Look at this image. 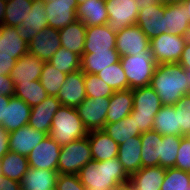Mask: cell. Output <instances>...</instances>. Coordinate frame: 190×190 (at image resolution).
<instances>
[{
    "label": "cell",
    "mask_w": 190,
    "mask_h": 190,
    "mask_svg": "<svg viewBox=\"0 0 190 190\" xmlns=\"http://www.w3.org/2000/svg\"><path fill=\"white\" fill-rule=\"evenodd\" d=\"M150 86L164 106H175L190 89L185 69L179 63L157 64Z\"/></svg>",
    "instance_id": "cell-1"
},
{
    "label": "cell",
    "mask_w": 190,
    "mask_h": 190,
    "mask_svg": "<svg viewBox=\"0 0 190 190\" xmlns=\"http://www.w3.org/2000/svg\"><path fill=\"white\" fill-rule=\"evenodd\" d=\"M86 190H113L117 185L129 182L118 157L106 161H90L78 173Z\"/></svg>",
    "instance_id": "cell-2"
},
{
    "label": "cell",
    "mask_w": 190,
    "mask_h": 190,
    "mask_svg": "<svg viewBox=\"0 0 190 190\" xmlns=\"http://www.w3.org/2000/svg\"><path fill=\"white\" fill-rule=\"evenodd\" d=\"M87 134L75 107L62 105L56 111L49 136L60 146L82 139Z\"/></svg>",
    "instance_id": "cell-3"
},
{
    "label": "cell",
    "mask_w": 190,
    "mask_h": 190,
    "mask_svg": "<svg viewBox=\"0 0 190 190\" xmlns=\"http://www.w3.org/2000/svg\"><path fill=\"white\" fill-rule=\"evenodd\" d=\"M132 92L134 104L130 116L135 118L141 133L153 130L154 117L163 106L159 96L150 85L133 89Z\"/></svg>",
    "instance_id": "cell-4"
},
{
    "label": "cell",
    "mask_w": 190,
    "mask_h": 190,
    "mask_svg": "<svg viewBox=\"0 0 190 190\" xmlns=\"http://www.w3.org/2000/svg\"><path fill=\"white\" fill-rule=\"evenodd\" d=\"M120 63L125 71L129 89L149 86L153 77L156 62L151 49L135 55L120 57Z\"/></svg>",
    "instance_id": "cell-5"
},
{
    "label": "cell",
    "mask_w": 190,
    "mask_h": 190,
    "mask_svg": "<svg viewBox=\"0 0 190 190\" xmlns=\"http://www.w3.org/2000/svg\"><path fill=\"white\" fill-rule=\"evenodd\" d=\"M92 161L88 136L61 146L57 172L78 175L79 171Z\"/></svg>",
    "instance_id": "cell-6"
},
{
    "label": "cell",
    "mask_w": 190,
    "mask_h": 190,
    "mask_svg": "<svg viewBox=\"0 0 190 190\" xmlns=\"http://www.w3.org/2000/svg\"><path fill=\"white\" fill-rule=\"evenodd\" d=\"M185 44L184 36L170 33L150 39V49L156 64L178 63Z\"/></svg>",
    "instance_id": "cell-7"
},
{
    "label": "cell",
    "mask_w": 190,
    "mask_h": 190,
    "mask_svg": "<svg viewBox=\"0 0 190 190\" xmlns=\"http://www.w3.org/2000/svg\"><path fill=\"white\" fill-rule=\"evenodd\" d=\"M108 12L106 25L115 33L136 25L139 10L135 0H105Z\"/></svg>",
    "instance_id": "cell-8"
},
{
    "label": "cell",
    "mask_w": 190,
    "mask_h": 190,
    "mask_svg": "<svg viewBox=\"0 0 190 190\" xmlns=\"http://www.w3.org/2000/svg\"><path fill=\"white\" fill-rule=\"evenodd\" d=\"M108 109L109 98L103 97H86L85 100L76 107L83 126L88 132L104 129Z\"/></svg>",
    "instance_id": "cell-9"
},
{
    "label": "cell",
    "mask_w": 190,
    "mask_h": 190,
    "mask_svg": "<svg viewBox=\"0 0 190 190\" xmlns=\"http://www.w3.org/2000/svg\"><path fill=\"white\" fill-rule=\"evenodd\" d=\"M61 146L49 135L27 156L29 167L57 171Z\"/></svg>",
    "instance_id": "cell-10"
},
{
    "label": "cell",
    "mask_w": 190,
    "mask_h": 190,
    "mask_svg": "<svg viewBox=\"0 0 190 190\" xmlns=\"http://www.w3.org/2000/svg\"><path fill=\"white\" fill-rule=\"evenodd\" d=\"M119 56L135 55L150 49V39L138 25L128 26L116 33V47Z\"/></svg>",
    "instance_id": "cell-11"
},
{
    "label": "cell",
    "mask_w": 190,
    "mask_h": 190,
    "mask_svg": "<svg viewBox=\"0 0 190 190\" xmlns=\"http://www.w3.org/2000/svg\"><path fill=\"white\" fill-rule=\"evenodd\" d=\"M48 27L59 30L77 20L76 0H44Z\"/></svg>",
    "instance_id": "cell-12"
},
{
    "label": "cell",
    "mask_w": 190,
    "mask_h": 190,
    "mask_svg": "<svg viewBox=\"0 0 190 190\" xmlns=\"http://www.w3.org/2000/svg\"><path fill=\"white\" fill-rule=\"evenodd\" d=\"M164 15L165 5L161 3L140 9L136 25L149 39L155 38L160 34L168 33V30H165Z\"/></svg>",
    "instance_id": "cell-13"
},
{
    "label": "cell",
    "mask_w": 190,
    "mask_h": 190,
    "mask_svg": "<svg viewBox=\"0 0 190 190\" xmlns=\"http://www.w3.org/2000/svg\"><path fill=\"white\" fill-rule=\"evenodd\" d=\"M56 98L62 105L75 108L85 100L84 73L81 69L67 74Z\"/></svg>",
    "instance_id": "cell-14"
},
{
    "label": "cell",
    "mask_w": 190,
    "mask_h": 190,
    "mask_svg": "<svg viewBox=\"0 0 190 190\" xmlns=\"http://www.w3.org/2000/svg\"><path fill=\"white\" fill-rule=\"evenodd\" d=\"M47 136V133L26 125L8 133L9 149L12 152H16L27 157Z\"/></svg>",
    "instance_id": "cell-15"
},
{
    "label": "cell",
    "mask_w": 190,
    "mask_h": 190,
    "mask_svg": "<svg viewBox=\"0 0 190 190\" xmlns=\"http://www.w3.org/2000/svg\"><path fill=\"white\" fill-rule=\"evenodd\" d=\"M59 47H61L59 31L49 27L40 30L28 42V51L44 62H48Z\"/></svg>",
    "instance_id": "cell-16"
},
{
    "label": "cell",
    "mask_w": 190,
    "mask_h": 190,
    "mask_svg": "<svg viewBox=\"0 0 190 190\" xmlns=\"http://www.w3.org/2000/svg\"><path fill=\"white\" fill-rule=\"evenodd\" d=\"M61 106V102L55 96H48L40 104L31 107L27 125L49 135L53 116Z\"/></svg>",
    "instance_id": "cell-17"
},
{
    "label": "cell",
    "mask_w": 190,
    "mask_h": 190,
    "mask_svg": "<svg viewBox=\"0 0 190 190\" xmlns=\"http://www.w3.org/2000/svg\"><path fill=\"white\" fill-rule=\"evenodd\" d=\"M116 47V33L107 25L86 28L84 53L110 52Z\"/></svg>",
    "instance_id": "cell-18"
},
{
    "label": "cell",
    "mask_w": 190,
    "mask_h": 190,
    "mask_svg": "<svg viewBox=\"0 0 190 190\" xmlns=\"http://www.w3.org/2000/svg\"><path fill=\"white\" fill-rule=\"evenodd\" d=\"M16 28L20 37L26 42H29L40 30L48 28L45 1L33 0L32 10L28 13L26 21Z\"/></svg>",
    "instance_id": "cell-19"
},
{
    "label": "cell",
    "mask_w": 190,
    "mask_h": 190,
    "mask_svg": "<svg viewBox=\"0 0 190 190\" xmlns=\"http://www.w3.org/2000/svg\"><path fill=\"white\" fill-rule=\"evenodd\" d=\"M44 61L27 51L21 58L16 60L10 76L14 86L20 82L39 80L43 71Z\"/></svg>",
    "instance_id": "cell-20"
},
{
    "label": "cell",
    "mask_w": 190,
    "mask_h": 190,
    "mask_svg": "<svg viewBox=\"0 0 190 190\" xmlns=\"http://www.w3.org/2000/svg\"><path fill=\"white\" fill-rule=\"evenodd\" d=\"M31 107L16 96H10L8 104H5V119L0 124L7 133L24 127L28 124Z\"/></svg>",
    "instance_id": "cell-21"
},
{
    "label": "cell",
    "mask_w": 190,
    "mask_h": 190,
    "mask_svg": "<svg viewBox=\"0 0 190 190\" xmlns=\"http://www.w3.org/2000/svg\"><path fill=\"white\" fill-rule=\"evenodd\" d=\"M87 136L93 161H106L118 157L119 144L103 130L90 131Z\"/></svg>",
    "instance_id": "cell-22"
},
{
    "label": "cell",
    "mask_w": 190,
    "mask_h": 190,
    "mask_svg": "<svg viewBox=\"0 0 190 190\" xmlns=\"http://www.w3.org/2000/svg\"><path fill=\"white\" fill-rule=\"evenodd\" d=\"M33 0H0V21L5 26L17 27L26 21Z\"/></svg>",
    "instance_id": "cell-23"
},
{
    "label": "cell",
    "mask_w": 190,
    "mask_h": 190,
    "mask_svg": "<svg viewBox=\"0 0 190 190\" xmlns=\"http://www.w3.org/2000/svg\"><path fill=\"white\" fill-rule=\"evenodd\" d=\"M86 28L87 26L77 19L75 22L59 29L61 46L82 57L84 53Z\"/></svg>",
    "instance_id": "cell-24"
},
{
    "label": "cell",
    "mask_w": 190,
    "mask_h": 190,
    "mask_svg": "<svg viewBox=\"0 0 190 190\" xmlns=\"http://www.w3.org/2000/svg\"><path fill=\"white\" fill-rule=\"evenodd\" d=\"M141 147L140 136L131 137L119 145L118 159L129 176L141 169Z\"/></svg>",
    "instance_id": "cell-25"
},
{
    "label": "cell",
    "mask_w": 190,
    "mask_h": 190,
    "mask_svg": "<svg viewBox=\"0 0 190 190\" xmlns=\"http://www.w3.org/2000/svg\"><path fill=\"white\" fill-rule=\"evenodd\" d=\"M76 17L87 27L106 25L108 12L105 0H87L79 4L76 10Z\"/></svg>",
    "instance_id": "cell-26"
},
{
    "label": "cell",
    "mask_w": 190,
    "mask_h": 190,
    "mask_svg": "<svg viewBox=\"0 0 190 190\" xmlns=\"http://www.w3.org/2000/svg\"><path fill=\"white\" fill-rule=\"evenodd\" d=\"M133 92L131 89L115 91L109 98L106 124L118 122L130 115L133 110Z\"/></svg>",
    "instance_id": "cell-27"
},
{
    "label": "cell",
    "mask_w": 190,
    "mask_h": 190,
    "mask_svg": "<svg viewBox=\"0 0 190 190\" xmlns=\"http://www.w3.org/2000/svg\"><path fill=\"white\" fill-rule=\"evenodd\" d=\"M58 172L31 168L26 171L22 181V190H56Z\"/></svg>",
    "instance_id": "cell-28"
},
{
    "label": "cell",
    "mask_w": 190,
    "mask_h": 190,
    "mask_svg": "<svg viewBox=\"0 0 190 190\" xmlns=\"http://www.w3.org/2000/svg\"><path fill=\"white\" fill-rule=\"evenodd\" d=\"M166 168L161 166L143 167L130 176V183L136 190H161Z\"/></svg>",
    "instance_id": "cell-29"
},
{
    "label": "cell",
    "mask_w": 190,
    "mask_h": 190,
    "mask_svg": "<svg viewBox=\"0 0 190 190\" xmlns=\"http://www.w3.org/2000/svg\"><path fill=\"white\" fill-rule=\"evenodd\" d=\"M165 30L172 35L184 36L190 27V19L182 2L165 5Z\"/></svg>",
    "instance_id": "cell-30"
},
{
    "label": "cell",
    "mask_w": 190,
    "mask_h": 190,
    "mask_svg": "<svg viewBox=\"0 0 190 190\" xmlns=\"http://www.w3.org/2000/svg\"><path fill=\"white\" fill-rule=\"evenodd\" d=\"M142 143L141 168L159 166L162 149V135L154 130L144 132L140 136Z\"/></svg>",
    "instance_id": "cell-31"
},
{
    "label": "cell",
    "mask_w": 190,
    "mask_h": 190,
    "mask_svg": "<svg viewBox=\"0 0 190 190\" xmlns=\"http://www.w3.org/2000/svg\"><path fill=\"white\" fill-rule=\"evenodd\" d=\"M28 51V42L22 39L16 27L5 26L0 37V55L12 56L16 60Z\"/></svg>",
    "instance_id": "cell-32"
},
{
    "label": "cell",
    "mask_w": 190,
    "mask_h": 190,
    "mask_svg": "<svg viewBox=\"0 0 190 190\" xmlns=\"http://www.w3.org/2000/svg\"><path fill=\"white\" fill-rule=\"evenodd\" d=\"M153 130L162 136H181L179 126L178 108L175 106H162L154 117Z\"/></svg>",
    "instance_id": "cell-33"
},
{
    "label": "cell",
    "mask_w": 190,
    "mask_h": 190,
    "mask_svg": "<svg viewBox=\"0 0 190 190\" xmlns=\"http://www.w3.org/2000/svg\"><path fill=\"white\" fill-rule=\"evenodd\" d=\"M119 61L120 56L116 49H111L110 52L83 53L81 70L84 74L96 75L106 67Z\"/></svg>",
    "instance_id": "cell-34"
},
{
    "label": "cell",
    "mask_w": 190,
    "mask_h": 190,
    "mask_svg": "<svg viewBox=\"0 0 190 190\" xmlns=\"http://www.w3.org/2000/svg\"><path fill=\"white\" fill-rule=\"evenodd\" d=\"M0 168L3 176L21 182L29 169V163L26 156L8 151L0 159Z\"/></svg>",
    "instance_id": "cell-35"
},
{
    "label": "cell",
    "mask_w": 190,
    "mask_h": 190,
    "mask_svg": "<svg viewBox=\"0 0 190 190\" xmlns=\"http://www.w3.org/2000/svg\"><path fill=\"white\" fill-rule=\"evenodd\" d=\"M103 131L119 145L131 137L141 136L142 134L137 128L135 118L130 115L118 122L105 124Z\"/></svg>",
    "instance_id": "cell-36"
},
{
    "label": "cell",
    "mask_w": 190,
    "mask_h": 190,
    "mask_svg": "<svg viewBox=\"0 0 190 190\" xmlns=\"http://www.w3.org/2000/svg\"><path fill=\"white\" fill-rule=\"evenodd\" d=\"M14 96L25 101L30 107L40 104L49 95L39 80L20 82L14 86Z\"/></svg>",
    "instance_id": "cell-37"
},
{
    "label": "cell",
    "mask_w": 190,
    "mask_h": 190,
    "mask_svg": "<svg viewBox=\"0 0 190 190\" xmlns=\"http://www.w3.org/2000/svg\"><path fill=\"white\" fill-rule=\"evenodd\" d=\"M48 63L64 74H69L81 69V57L63 46L58 48Z\"/></svg>",
    "instance_id": "cell-38"
},
{
    "label": "cell",
    "mask_w": 190,
    "mask_h": 190,
    "mask_svg": "<svg viewBox=\"0 0 190 190\" xmlns=\"http://www.w3.org/2000/svg\"><path fill=\"white\" fill-rule=\"evenodd\" d=\"M96 76L102 79L114 91L129 89L125 71L123 70L120 61L106 67L96 74Z\"/></svg>",
    "instance_id": "cell-39"
},
{
    "label": "cell",
    "mask_w": 190,
    "mask_h": 190,
    "mask_svg": "<svg viewBox=\"0 0 190 190\" xmlns=\"http://www.w3.org/2000/svg\"><path fill=\"white\" fill-rule=\"evenodd\" d=\"M67 74L52 67L48 62L44 63L43 71L39 79L43 88L49 96H57L59 89L63 86Z\"/></svg>",
    "instance_id": "cell-40"
},
{
    "label": "cell",
    "mask_w": 190,
    "mask_h": 190,
    "mask_svg": "<svg viewBox=\"0 0 190 190\" xmlns=\"http://www.w3.org/2000/svg\"><path fill=\"white\" fill-rule=\"evenodd\" d=\"M183 136H162V149L159 158V166L163 168L175 167L181 138Z\"/></svg>",
    "instance_id": "cell-41"
},
{
    "label": "cell",
    "mask_w": 190,
    "mask_h": 190,
    "mask_svg": "<svg viewBox=\"0 0 190 190\" xmlns=\"http://www.w3.org/2000/svg\"><path fill=\"white\" fill-rule=\"evenodd\" d=\"M161 190H190V173L175 167L166 168Z\"/></svg>",
    "instance_id": "cell-42"
},
{
    "label": "cell",
    "mask_w": 190,
    "mask_h": 190,
    "mask_svg": "<svg viewBox=\"0 0 190 190\" xmlns=\"http://www.w3.org/2000/svg\"><path fill=\"white\" fill-rule=\"evenodd\" d=\"M84 86L86 90V97L110 98L115 92L102 79L93 74H84Z\"/></svg>",
    "instance_id": "cell-43"
},
{
    "label": "cell",
    "mask_w": 190,
    "mask_h": 190,
    "mask_svg": "<svg viewBox=\"0 0 190 190\" xmlns=\"http://www.w3.org/2000/svg\"><path fill=\"white\" fill-rule=\"evenodd\" d=\"M181 136H190V95L183 96L176 104Z\"/></svg>",
    "instance_id": "cell-44"
},
{
    "label": "cell",
    "mask_w": 190,
    "mask_h": 190,
    "mask_svg": "<svg viewBox=\"0 0 190 190\" xmlns=\"http://www.w3.org/2000/svg\"><path fill=\"white\" fill-rule=\"evenodd\" d=\"M175 168L190 173V136L181 138Z\"/></svg>",
    "instance_id": "cell-45"
},
{
    "label": "cell",
    "mask_w": 190,
    "mask_h": 190,
    "mask_svg": "<svg viewBox=\"0 0 190 190\" xmlns=\"http://www.w3.org/2000/svg\"><path fill=\"white\" fill-rule=\"evenodd\" d=\"M56 190H86L78 175L58 174Z\"/></svg>",
    "instance_id": "cell-46"
},
{
    "label": "cell",
    "mask_w": 190,
    "mask_h": 190,
    "mask_svg": "<svg viewBox=\"0 0 190 190\" xmlns=\"http://www.w3.org/2000/svg\"><path fill=\"white\" fill-rule=\"evenodd\" d=\"M0 94L6 96L14 95V83L10 75H0Z\"/></svg>",
    "instance_id": "cell-47"
},
{
    "label": "cell",
    "mask_w": 190,
    "mask_h": 190,
    "mask_svg": "<svg viewBox=\"0 0 190 190\" xmlns=\"http://www.w3.org/2000/svg\"><path fill=\"white\" fill-rule=\"evenodd\" d=\"M16 64V59L12 56L0 55V75H10Z\"/></svg>",
    "instance_id": "cell-48"
},
{
    "label": "cell",
    "mask_w": 190,
    "mask_h": 190,
    "mask_svg": "<svg viewBox=\"0 0 190 190\" xmlns=\"http://www.w3.org/2000/svg\"><path fill=\"white\" fill-rule=\"evenodd\" d=\"M0 190H22L21 182L9 179L2 175L0 177Z\"/></svg>",
    "instance_id": "cell-49"
},
{
    "label": "cell",
    "mask_w": 190,
    "mask_h": 190,
    "mask_svg": "<svg viewBox=\"0 0 190 190\" xmlns=\"http://www.w3.org/2000/svg\"><path fill=\"white\" fill-rule=\"evenodd\" d=\"M9 142H8V133L0 127V159L8 152Z\"/></svg>",
    "instance_id": "cell-50"
},
{
    "label": "cell",
    "mask_w": 190,
    "mask_h": 190,
    "mask_svg": "<svg viewBox=\"0 0 190 190\" xmlns=\"http://www.w3.org/2000/svg\"><path fill=\"white\" fill-rule=\"evenodd\" d=\"M184 69H190V43H186L178 62Z\"/></svg>",
    "instance_id": "cell-51"
},
{
    "label": "cell",
    "mask_w": 190,
    "mask_h": 190,
    "mask_svg": "<svg viewBox=\"0 0 190 190\" xmlns=\"http://www.w3.org/2000/svg\"><path fill=\"white\" fill-rule=\"evenodd\" d=\"M10 96L0 94V124L5 119V104H8Z\"/></svg>",
    "instance_id": "cell-52"
},
{
    "label": "cell",
    "mask_w": 190,
    "mask_h": 190,
    "mask_svg": "<svg viewBox=\"0 0 190 190\" xmlns=\"http://www.w3.org/2000/svg\"><path fill=\"white\" fill-rule=\"evenodd\" d=\"M135 2L137 3L138 10L146 9L149 6H153L160 3L159 0H135Z\"/></svg>",
    "instance_id": "cell-53"
},
{
    "label": "cell",
    "mask_w": 190,
    "mask_h": 190,
    "mask_svg": "<svg viewBox=\"0 0 190 190\" xmlns=\"http://www.w3.org/2000/svg\"><path fill=\"white\" fill-rule=\"evenodd\" d=\"M113 190H136L135 187L129 182L117 185Z\"/></svg>",
    "instance_id": "cell-54"
},
{
    "label": "cell",
    "mask_w": 190,
    "mask_h": 190,
    "mask_svg": "<svg viewBox=\"0 0 190 190\" xmlns=\"http://www.w3.org/2000/svg\"><path fill=\"white\" fill-rule=\"evenodd\" d=\"M182 3L185 5L186 14L189 16L190 19V0H183Z\"/></svg>",
    "instance_id": "cell-55"
},
{
    "label": "cell",
    "mask_w": 190,
    "mask_h": 190,
    "mask_svg": "<svg viewBox=\"0 0 190 190\" xmlns=\"http://www.w3.org/2000/svg\"><path fill=\"white\" fill-rule=\"evenodd\" d=\"M183 0H159L161 4L167 5V4H174L182 2Z\"/></svg>",
    "instance_id": "cell-56"
},
{
    "label": "cell",
    "mask_w": 190,
    "mask_h": 190,
    "mask_svg": "<svg viewBox=\"0 0 190 190\" xmlns=\"http://www.w3.org/2000/svg\"><path fill=\"white\" fill-rule=\"evenodd\" d=\"M184 40L186 41V43H190V27L184 34Z\"/></svg>",
    "instance_id": "cell-57"
},
{
    "label": "cell",
    "mask_w": 190,
    "mask_h": 190,
    "mask_svg": "<svg viewBox=\"0 0 190 190\" xmlns=\"http://www.w3.org/2000/svg\"><path fill=\"white\" fill-rule=\"evenodd\" d=\"M185 73L187 75V79H188L189 84H190V69H185ZM189 95H190V89H189Z\"/></svg>",
    "instance_id": "cell-58"
},
{
    "label": "cell",
    "mask_w": 190,
    "mask_h": 190,
    "mask_svg": "<svg viewBox=\"0 0 190 190\" xmlns=\"http://www.w3.org/2000/svg\"><path fill=\"white\" fill-rule=\"evenodd\" d=\"M2 28H3V24L0 21V37H2Z\"/></svg>",
    "instance_id": "cell-59"
},
{
    "label": "cell",
    "mask_w": 190,
    "mask_h": 190,
    "mask_svg": "<svg viewBox=\"0 0 190 190\" xmlns=\"http://www.w3.org/2000/svg\"><path fill=\"white\" fill-rule=\"evenodd\" d=\"M76 1H77L78 5H79V4H82V3L86 2L87 0H76Z\"/></svg>",
    "instance_id": "cell-60"
}]
</instances>
